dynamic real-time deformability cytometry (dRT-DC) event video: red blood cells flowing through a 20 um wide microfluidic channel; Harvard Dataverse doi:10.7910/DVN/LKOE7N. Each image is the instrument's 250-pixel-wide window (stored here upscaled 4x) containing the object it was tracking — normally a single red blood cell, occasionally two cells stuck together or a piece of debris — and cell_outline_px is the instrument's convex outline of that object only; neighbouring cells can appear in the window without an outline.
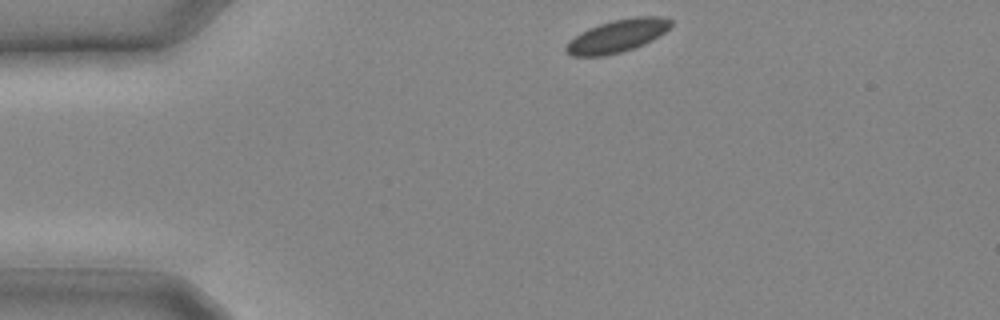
{"species": "common noctule bat (a hibernating species)", "species_latin": "Nyctalus noctula", "temperature_condition": "cold", "stored_images_in_passage": 13, "camera_frame_rate_fps": 3000, "um_per_image_px": 0.085, "animal": {"sex": "male", "body_mass_g": 20.4}, "frame": {"image": 1, "passage_image": 1, "time_ms": 0.0, "image_size_px": [1000, 320], "cell_outline_px": [[672, 24], [664, 32], [652, 40], [644, 44], [620, 52], [604, 56], [572, 56], [564, 52], [564, 48], [580, 32], [588, 28], [612, 20], [632, 16], [660, 16], [672, 20]], "centroid_in_image_um": [52.47, 3.04], "position_along_channel_um": 32.5, "area_um2": 19.88}}
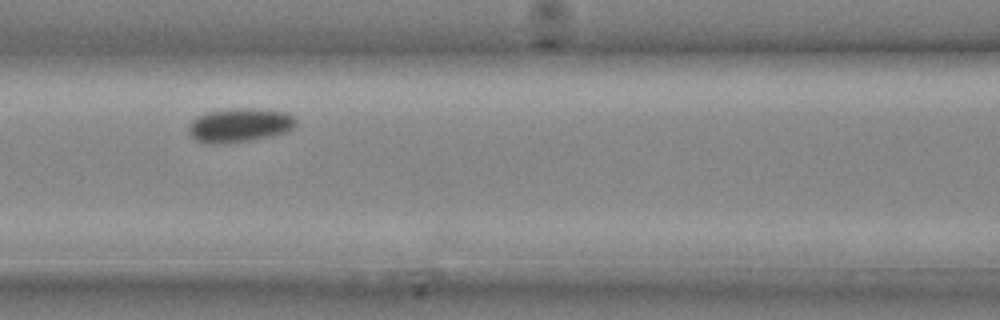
{"frame": {"image": 2, "passage_image": 8, "time_ms": 2.333, "image_size_px": [1000, 320], "cell_outline_px": [[296, 124], [288, 132], [272, 136], [252, 140], [212, 144], [196, 140], [188, 132], [188, 124], [196, 116], [208, 112], [224, 108], [256, 108], [288, 112], [296, 116]], "centroid_in_image_um": [20.39, 10.62], "position_along_channel_um": 146.2, "area_um2": 21.62}}
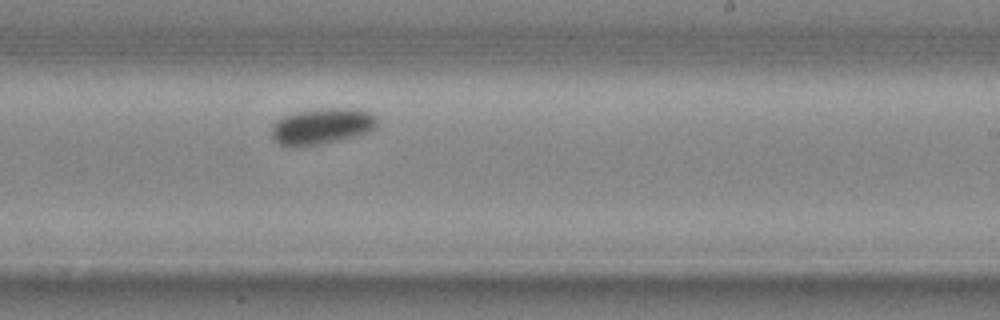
{"frame": {"image": 3, "passage_image": 13, "time_ms": 4.0, "image_size_px": [1000, 320], "cell_outline_px": [[376, 128], [368, 132], [320, 144], [300, 148], [292, 148], [280, 144], [272, 140], [272, 124], [276, 120], [292, 112], [312, 108], [356, 108], [372, 112], [376, 116]], "centroid_in_image_um": [27.31, 10.72], "position_along_channel_um": 261.7, "area_um2": 22.72}}